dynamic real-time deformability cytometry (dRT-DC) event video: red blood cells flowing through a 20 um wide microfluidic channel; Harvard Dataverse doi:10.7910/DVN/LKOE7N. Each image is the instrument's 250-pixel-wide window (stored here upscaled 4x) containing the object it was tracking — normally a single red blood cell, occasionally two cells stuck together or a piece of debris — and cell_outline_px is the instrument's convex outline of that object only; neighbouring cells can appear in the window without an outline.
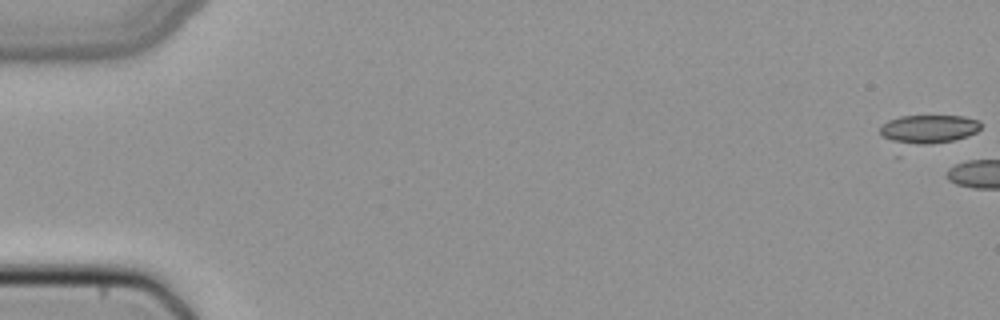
{"species": "common noctule bat (a hibernating species)", "species_latin": "Nyctalus noctula", "temperature_condition": "cold", "stored_images_in_passage": 5, "camera_frame_rate_fps": 3000, "um_per_image_px": 0.085, "animal": {"sex": "female", "body_mass_g": 22.7, "forearm_length_mm": 54.2}, "frame": {"image": 1, "passage_image": 1, "time_ms": 0.0, "image_size_px": [1000, 320], "cell_outline_px": [[980, 128], [976, 132], [968, 136], [956, 140], [900, 156], [896, 156], [880, 136], [880, 128], [888, 120], [900, 116], [964, 116], [980, 120]], "centroid_in_image_um": [78.65, 11.21], "position_along_channel_um": 6.3, "area_um2": 20.06}}